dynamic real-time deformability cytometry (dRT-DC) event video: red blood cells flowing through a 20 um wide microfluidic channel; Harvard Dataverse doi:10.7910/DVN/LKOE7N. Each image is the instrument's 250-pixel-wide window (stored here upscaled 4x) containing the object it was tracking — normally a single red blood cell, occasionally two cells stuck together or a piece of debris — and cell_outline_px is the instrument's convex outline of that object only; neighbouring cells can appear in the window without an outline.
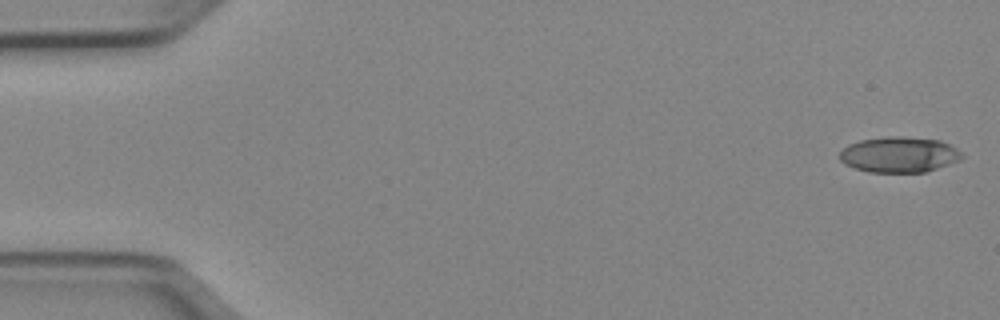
{"species": "Egyptian fruit bat (a non-hibernating species)", "species_latin": "Rousettus aegyptiacus", "temperature_condition": "cold", "stored_images_in_passage": 51, "camera_frame_rate_fps": 3000, "um_per_image_px": 0.085, "animal": {"sex": "female"}, "frame": {"image": 1, "passage_image": 1, "time_ms": 0.0, "image_size_px": [1000, 320], "cell_outline_px": [[964, 156], [960, 160], [924, 172], [868, 172], [844, 164], [840, 160], [840, 152], [848, 144], [860, 140], [888, 136], [900, 136], [940, 140], [956, 148]], "centroid_in_image_um": [76.41, 13.13], "position_along_channel_um": 8.6, "area_um2": 25.26}}
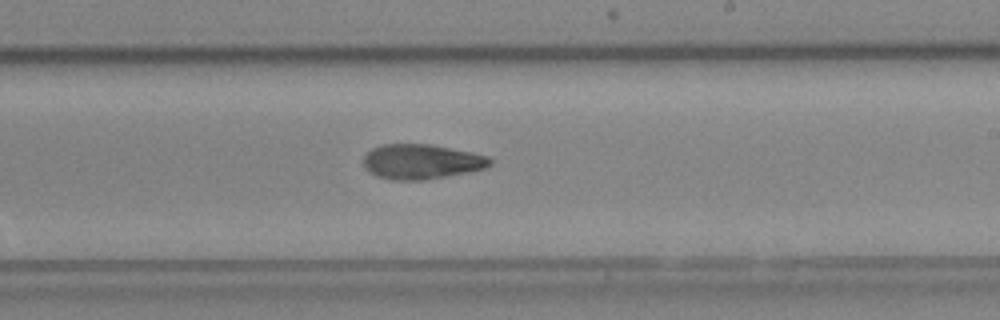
{"frame": {"image": 2, "passage_image": 30, "time_ms": 9.667, "image_size_px": [1000, 320], "cell_outline_px": [[492, 164], [484, 168], [468, 172], [424, 180], [392, 180], [376, 176], [368, 172], [364, 168], [364, 156], [372, 148], [380, 144], [428, 144], [472, 152], [488, 156], [492, 160]], "centroid_in_image_um": [35.79, 13.74], "position_along_channel_um": 253.2, "area_um2": 25.78}}
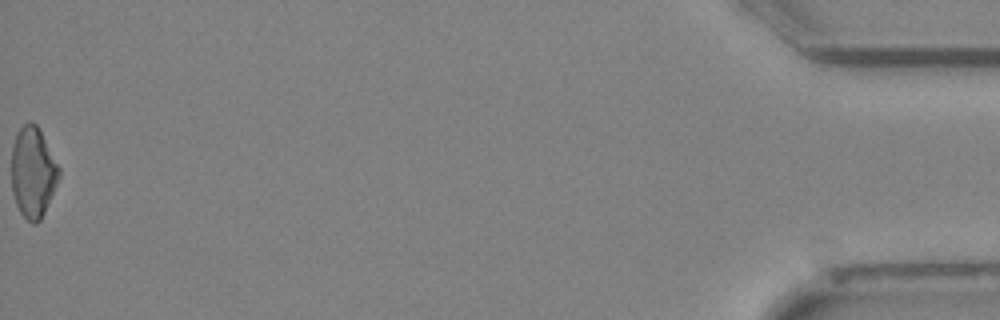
{"frame": {"image": 3, "passage_image": 51, "time_ms": 16.667, "image_size_px": [1000, 320], "cell_outline_px": [[60, 176], [44, 212], [40, 220], [36, 224], [32, 224], [20, 212], [16, 204], [12, 192], [12, 148], [16, 132], [28, 120], [32, 120], [36, 124], [60, 168]], "centroid_in_image_um": [2.79, 14.63], "position_along_channel_um": 432.4, "area_um2": 24.91}, "authors_computed_cell_mechanics": {"area_um2": 25.8944, "velocity_mm_per_s": 3.9733, "shape_relaxation_time_tau1_ms": 10.1125, "shape_relaxation_time_tau2_ms": 4.948, "deformation_change_tau1": 0.2214, "deformation_change_tau2": 0.1259}}